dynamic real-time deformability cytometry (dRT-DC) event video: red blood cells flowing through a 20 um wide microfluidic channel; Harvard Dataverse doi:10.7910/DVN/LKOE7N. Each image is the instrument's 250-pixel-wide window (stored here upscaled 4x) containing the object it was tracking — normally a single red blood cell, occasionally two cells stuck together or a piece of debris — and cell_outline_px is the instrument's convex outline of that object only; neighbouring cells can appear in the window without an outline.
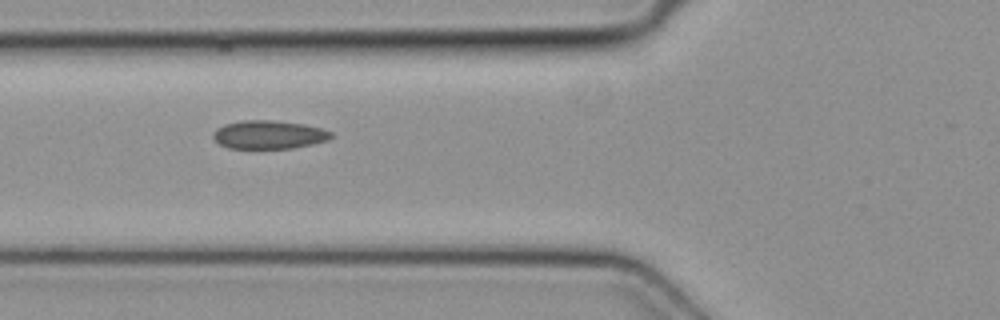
{"species": "common noctule bat (a hibernating species)", "species_latin": "Nyctalus noctula", "temperature_condition": "cold", "stored_images_in_passage": 8, "camera_frame_rate_fps": 3000, "um_per_image_px": 0.085, "animal": {"sex": "female", "body_mass_g": 19.3, "forearm_length_mm": 54.1}, "frame": {"image": 1, "passage_image": 6, "time_ms": 1.667, "image_size_px": [1000, 320], "cell_outline_px": [[332, 136], [328, 140], [312, 144], [292, 148], [228, 148], [220, 144], [212, 136], [212, 132], [216, 128], [224, 124], [240, 120], [272, 120], [304, 124], [320, 128], [332, 132]], "centroid_in_image_um": [22.82, 11.44], "position_along_channel_um": 103.0, "area_um2": 19.54}}
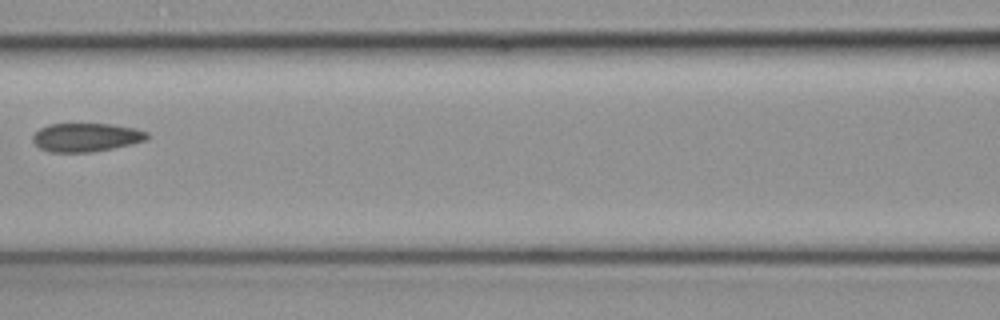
{"frame": {"image": 2, "passage_image": 7, "time_ms": 2.0, "image_size_px": [1000, 320], "cell_outline_px": [[148, 140], [132, 144], [92, 152], [48, 152], [40, 148], [32, 140], [32, 136], [40, 128], [48, 124], [112, 124], [136, 128], [148, 132]], "centroid_in_image_um": [7.34, 11.67], "position_along_channel_um": 159.3, "area_um2": 19.13}}
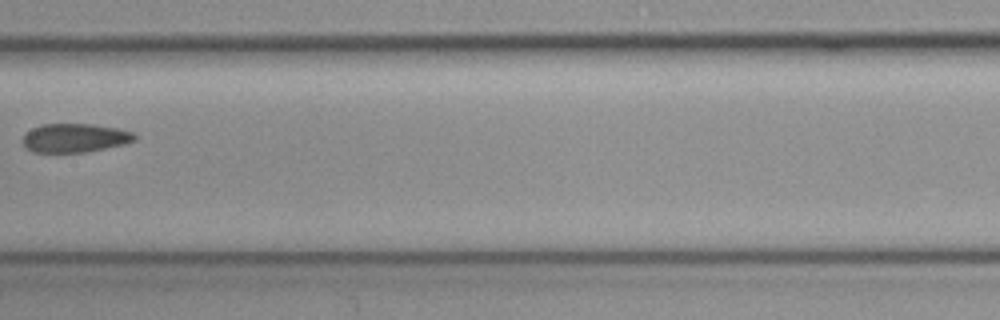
{"frame": {"image": 3, "passage_image": 8, "time_ms": 2.333, "image_size_px": [1000, 320], "cell_outline_px": [[136, 140], [124, 144], [84, 152], [32, 152], [24, 144], [24, 136], [32, 128], [40, 124], [92, 124], [116, 128], [136, 132]], "centroid_in_image_um": [6.4, 11.71], "position_along_channel_um": 201.0, "area_um2": 18.61}}